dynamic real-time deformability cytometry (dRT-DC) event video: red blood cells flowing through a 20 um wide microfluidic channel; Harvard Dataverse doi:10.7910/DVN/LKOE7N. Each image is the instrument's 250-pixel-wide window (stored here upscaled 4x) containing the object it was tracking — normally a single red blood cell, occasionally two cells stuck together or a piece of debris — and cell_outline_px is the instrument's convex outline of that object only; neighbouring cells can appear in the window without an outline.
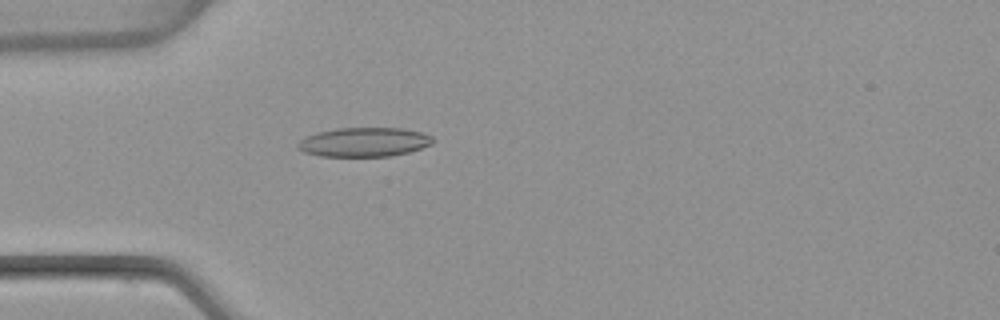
{"species": "common noctule bat (a hibernating species)", "species_latin": "Nyctalus noctula", "temperature_condition": "warm", "stored_images_in_passage": 53, "camera_frame_rate_fps": 3000, "um_per_image_px": 0.085, "animal": {"sex": "female", "body_mass_g": 22.7, "forearm_length_mm": 54.2}, "frame": {"image": 1, "passage_image": 16, "time_ms": 5.0, "image_size_px": [1000, 320], "cell_outline_px": [[436, 140], [432, 144], [408, 152], [392, 156], [320, 156], [304, 152], [296, 148], [296, 144], [304, 136], [336, 128], [400, 128], [420, 132], [432, 136]], "centroid_in_image_um": [30.93, 12.08], "position_along_channel_um": 54.1, "area_um2": 23.0}}
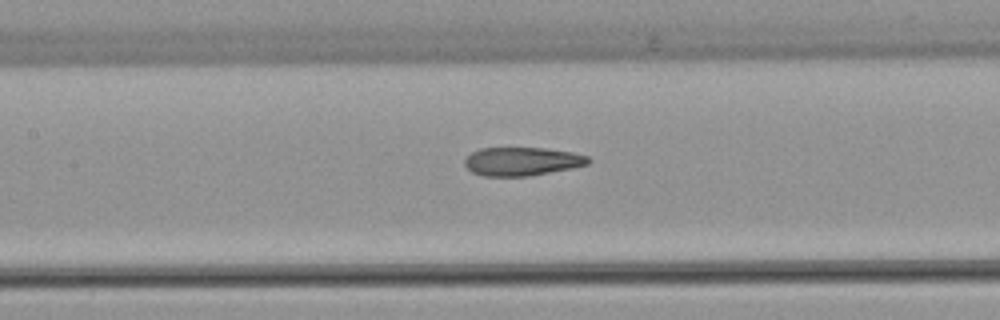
{"frame": {"image": 2, "passage_image": 25, "time_ms": 8.0, "image_size_px": [1000, 320], "cell_outline_px": [[592, 160], [588, 164], [572, 168], [528, 176], [484, 176], [472, 172], [464, 164], [464, 160], [472, 152], [480, 148], [544, 148], [572, 152], [588, 156]], "centroid_in_image_um": [44.38, 13.72], "position_along_channel_um": 163.0, "area_um2": 20.46}}
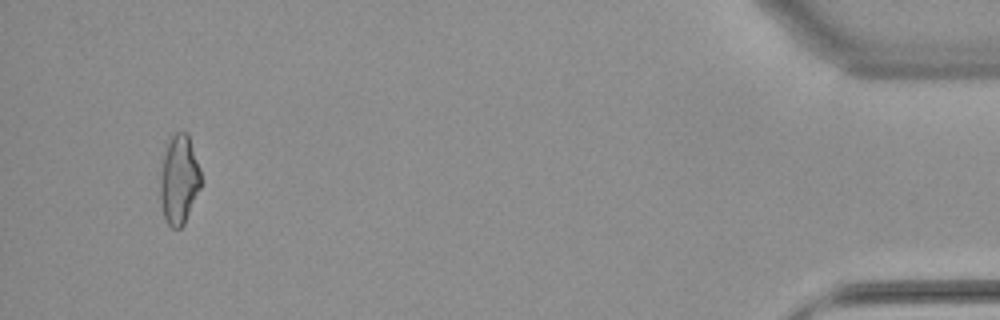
{"frame": {"image": 3, "passage_image": 51, "time_ms": 16.667, "image_size_px": [1000, 320], "cell_outline_px": [[200, 188], [184, 224], [180, 228], [172, 228], [168, 224], [164, 216], [160, 204], [160, 172], [164, 152], [172, 136], [176, 132], [188, 132], [200, 168]], "centroid_in_image_um": [15.21, 15.27], "position_along_channel_um": 420.0, "area_um2": 21.15}, "authors_computed_cell_mechanics": {"area_um2": 21.6172, "velocity_mm_per_s": 3.8671, "shape_relaxation_time_tau1_ms": null, "shape_relaxation_time_tau2_ms": 2.2124, "deformation_change_tau1": null, "deformation_change_tau2": 0.1007}}